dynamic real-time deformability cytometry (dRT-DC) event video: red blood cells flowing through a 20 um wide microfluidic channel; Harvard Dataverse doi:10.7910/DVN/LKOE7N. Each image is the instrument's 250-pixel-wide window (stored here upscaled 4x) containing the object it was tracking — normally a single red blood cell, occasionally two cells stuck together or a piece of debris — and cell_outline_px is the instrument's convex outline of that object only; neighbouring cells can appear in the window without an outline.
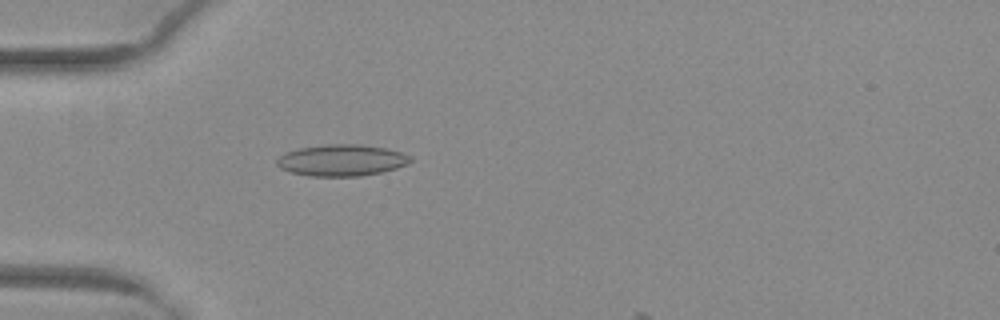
{"species": "common noctule bat (a hibernating species)", "species_latin": "Nyctalus noctula", "temperature_condition": "warm", "stored_images_in_passage": 49, "camera_frame_rate_fps": 3000, "um_per_image_px": 0.085, "animal": {"sex": "female", "body_mass_g": 29.2, "forearm_length_mm": 56.3}, "frame": {"image": 1, "passage_image": 17, "time_ms": 5.333, "image_size_px": [1000, 320], "cell_outline_px": [[412, 160], [408, 164], [396, 168], [380, 172], [360, 176], [308, 176], [292, 172], [280, 168], [276, 164], [276, 160], [284, 152], [300, 148], [324, 144], [360, 144], [388, 148], [412, 156]], "centroid_in_image_um": [29.04, 13.61], "position_along_channel_um": 56.0, "area_um2": 24.62}}
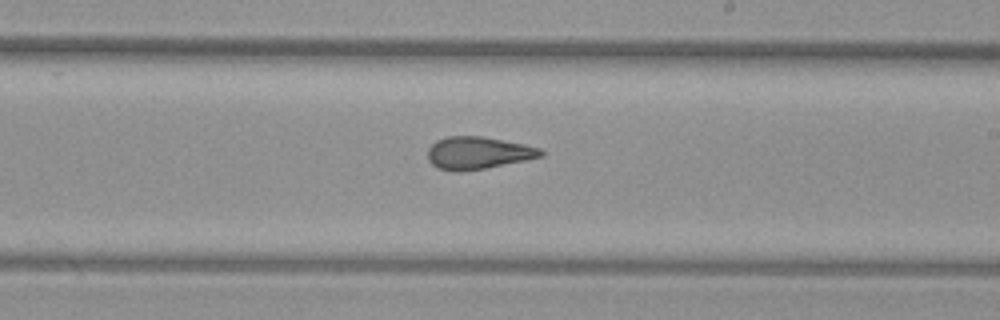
{"frame": {"image": 2, "passage_image": 32, "time_ms": 10.333, "image_size_px": [1000, 320], "cell_outline_px": [[544, 156], [484, 168], [460, 172], [456, 172], [436, 168], [428, 160], [428, 148], [436, 140], [448, 136], [484, 136], [524, 144], [540, 148], [544, 152]], "centroid_in_image_um": [40.6, 12.99], "position_along_channel_um": 248.4, "area_um2": 21.39}}
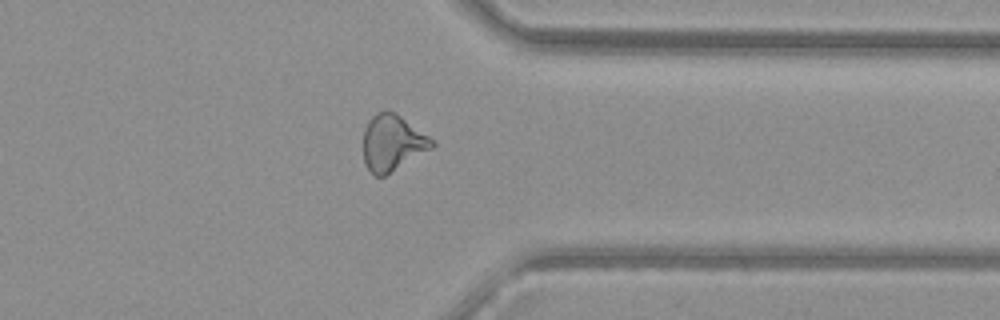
{"frame": {"image": 3, "passage_image": 42, "time_ms": 13.667, "image_size_px": [1000, 320], "cell_outline_px": [[436, 144], [432, 148], [384, 176], [372, 176], [364, 164], [364, 128], [368, 120], [376, 112], [384, 108], [388, 108], [436, 140]], "centroid_in_image_um": [33.34, 12.12], "position_along_channel_um": 378.1, "area_um2": 22.72}}